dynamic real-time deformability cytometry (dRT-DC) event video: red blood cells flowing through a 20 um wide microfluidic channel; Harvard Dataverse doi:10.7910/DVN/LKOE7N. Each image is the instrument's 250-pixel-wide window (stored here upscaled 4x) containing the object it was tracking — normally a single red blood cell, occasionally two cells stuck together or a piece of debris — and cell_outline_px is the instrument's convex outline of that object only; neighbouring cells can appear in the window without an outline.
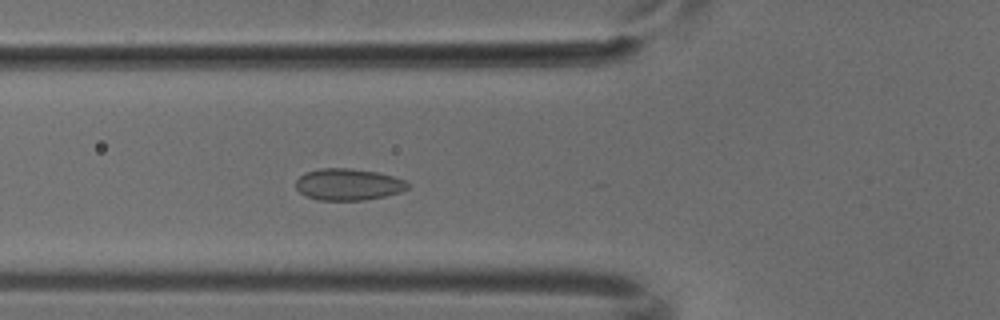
{"species": "common noctule bat (a hibernating species)", "species_latin": "Nyctalus noctula", "temperature_condition": "cold", "stored_images_in_passage": 6, "camera_frame_rate_fps": 3000, "um_per_image_px": 0.085, "animal": {"sex": "male", "body_mass_g": 18.8}, "frame": {"image": 1, "passage_image": 6, "time_ms": 1.667, "image_size_px": [1000, 320], "cell_outline_px": [[408, 188], [400, 192], [384, 196], [364, 200], [320, 200], [304, 196], [296, 188], [296, 180], [304, 172], [320, 168], [348, 168], [376, 172], [392, 176], [404, 180], [408, 184]], "centroid_in_image_um": [29.56, 15.68], "position_along_channel_um": 96.2, "area_um2": 20.58}}